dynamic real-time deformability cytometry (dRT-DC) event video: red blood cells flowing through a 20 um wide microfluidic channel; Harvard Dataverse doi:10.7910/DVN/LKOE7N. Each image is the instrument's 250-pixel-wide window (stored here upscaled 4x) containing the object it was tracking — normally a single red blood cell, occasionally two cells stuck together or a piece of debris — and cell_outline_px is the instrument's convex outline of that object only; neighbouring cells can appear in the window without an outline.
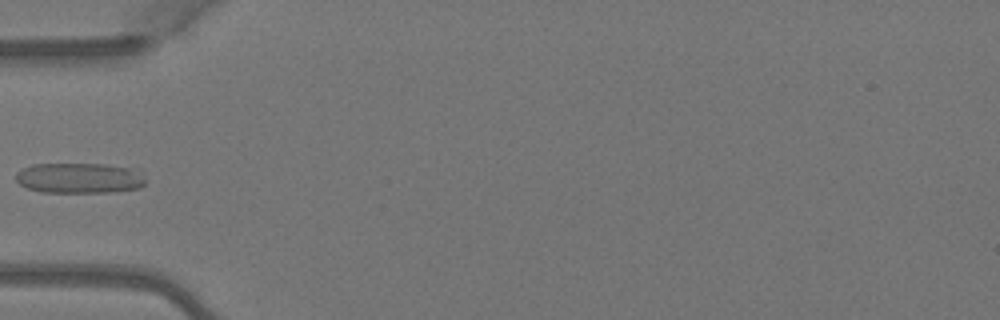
{"species": "Egyptian fruit bat (a non-hibernating species)", "species_latin": "Rousettus aegyptiacus", "temperature_condition": "warm", "stored_images_in_passage": 2, "camera_frame_rate_fps": 3000, "um_per_image_px": 0.085, "animal": {"sex": "female"}, "frame": {"image": 1, "passage_image": 2, "time_ms": 0.333, "image_size_px": [1000, 320], "cell_outline_px": [[144, 184], [140, 188], [112, 192], [40, 192], [28, 188], [20, 184], [16, 180], [16, 172], [32, 164], [104, 164], [140, 168], [144, 176]], "centroid_in_image_um": [6.81, 15.12], "position_along_channel_um": 78.2, "area_um2": 23.29}}